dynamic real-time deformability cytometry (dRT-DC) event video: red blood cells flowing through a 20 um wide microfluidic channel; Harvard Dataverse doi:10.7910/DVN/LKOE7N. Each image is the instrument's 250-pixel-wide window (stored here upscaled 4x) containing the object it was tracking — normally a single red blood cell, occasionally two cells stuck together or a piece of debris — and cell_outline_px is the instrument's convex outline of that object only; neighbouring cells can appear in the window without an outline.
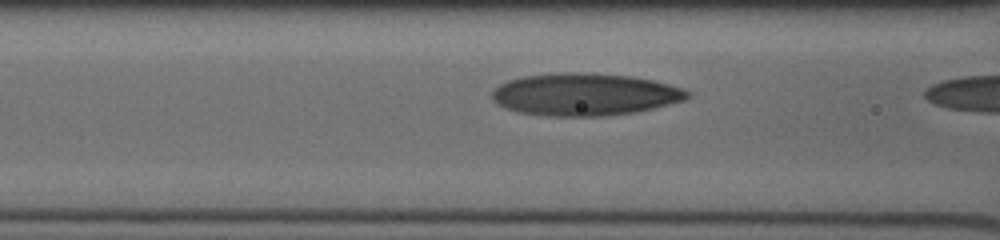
{"species": "human", "species_latin": "Homo sapiens", "temperature_condition": "cold", "stored_images_in_passage": 5, "camera_frame_rate_fps": 3000, "um_per_image_px": 0.085, "donor": {"sex": "male"}, "frame": {"image": 1, "passage_image": 4, "time_ms": 0.667, "image_size_px": [1000, 240], "cell_outline_px": [[692, 96], [684, 100], [636, 112], [604, 116], [548, 116], [520, 112], [496, 104], [492, 100], [492, 92], [500, 84], [508, 80], [524, 76], [560, 72], [584, 72], [632, 76], [652, 80], [684, 88]], "centroid_in_image_um": [49.7, 8.02], "position_along_channel_um": 116.9, "area_um2": 48.21}}